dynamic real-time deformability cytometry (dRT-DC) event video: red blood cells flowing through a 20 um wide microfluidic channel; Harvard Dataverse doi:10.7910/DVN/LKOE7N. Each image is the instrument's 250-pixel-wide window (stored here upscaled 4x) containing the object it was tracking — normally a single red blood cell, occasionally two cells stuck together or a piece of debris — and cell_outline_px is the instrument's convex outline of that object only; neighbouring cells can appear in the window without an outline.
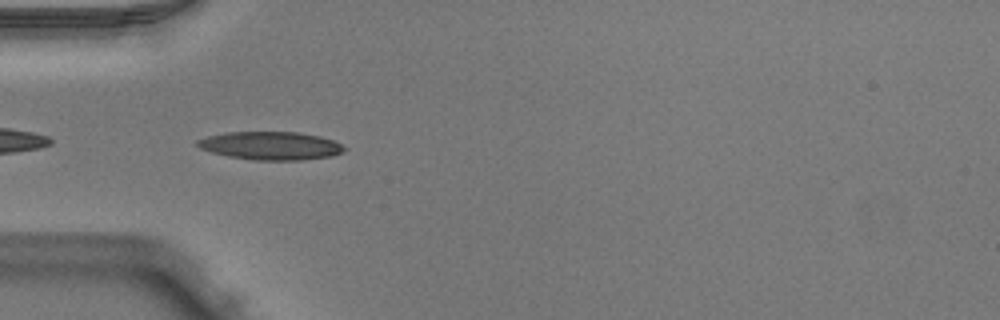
{"species": "Egyptian fruit bat (a non-hibernating species)", "species_latin": "Rousettus aegyptiacus", "temperature_condition": "warm", "stored_images_in_passage": 33, "camera_frame_rate_fps": 3000, "um_per_image_px": 0.085, "animal": {"sex": "male"}, "frame": {"image": 1, "passage_image": 2, "time_ms": 0.333, "image_size_px": [1000, 320], "cell_outline_px": [[348, 148], [344, 152], [332, 156], [300, 160], [252, 160], [228, 156], [212, 152], [200, 148], [196, 144], [196, 140], [208, 136], [228, 132], [300, 132], [320, 136], [332, 140]], "centroid_in_image_um": [23.03, 12.38], "position_along_channel_um": 62.0, "area_um2": 24.16}}
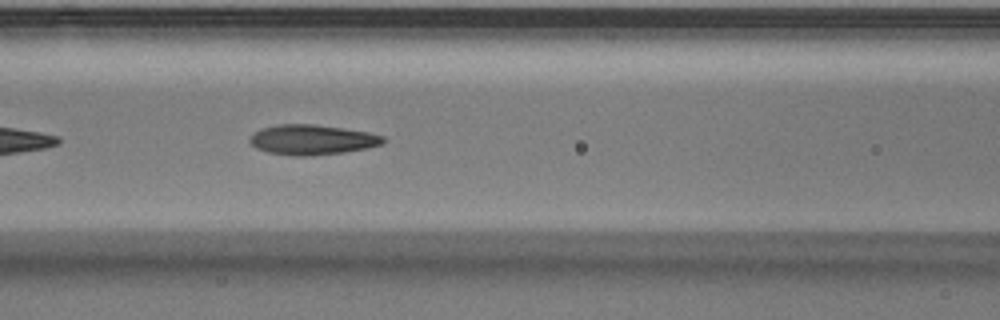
{"frame": {"image": 2, "passage_image": 8, "time_ms": 2.333, "image_size_px": [1000, 320], "cell_outline_px": [[388, 140], [384, 144], [368, 148], [344, 152], [308, 156], [296, 156], [268, 152], [256, 148], [248, 140], [260, 128], [276, 124], [316, 124], [368, 132], [384, 136]], "centroid_in_image_um": [26.57, 11.87], "position_along_channel_um": 140.0, "area_um2": 23.47}}
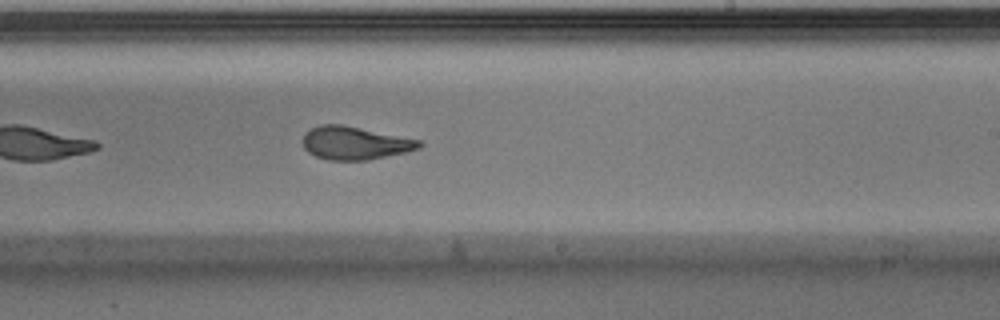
{"frame": {"image": 3, "passage_image": 17, "time_ms": 5.333, "image_size_px": [1000, 320], "cell_outline_px": [[424, 144], [420, 148], [404, 152], [368, 160], [328, 160], [316, 156], [308, 152], [304, 148], [304, 132], [320, 124], [344, 124], [420, 140]], "centroid_in_image_um": [30.16, 12.15], "position_along_channel_um": 258.8, "area_um2": 22.43}, "authors_computed_cell_mechanics": {"area_um2": 23.1778, "velocity_mm_per_s": 3.9646, "shape_relaxation_time_tau1_ms": 5.5482, "shape_relaxation_time_tau2_ms": 1.7026, "deformation_change_tau1": 0.2025, "deformation_change_tau2": 0.1002}}